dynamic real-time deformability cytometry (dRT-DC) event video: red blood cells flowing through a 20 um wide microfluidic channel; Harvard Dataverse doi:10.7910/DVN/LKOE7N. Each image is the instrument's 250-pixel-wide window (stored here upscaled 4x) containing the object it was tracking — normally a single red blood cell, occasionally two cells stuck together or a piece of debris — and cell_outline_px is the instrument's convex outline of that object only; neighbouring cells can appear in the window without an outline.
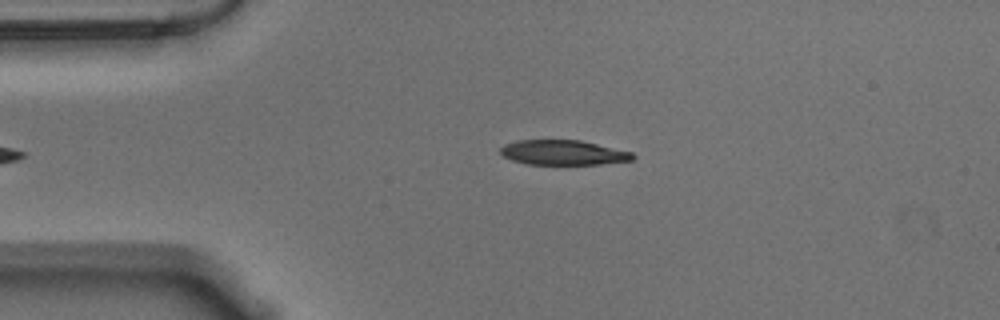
{"species": "Egyptian fruit bat (a non-hibernating species)", "species_latin": "Rousettus aegyptiacus", "temperature_condition": "warm", "stored_images_in_passage": 40, "camera_frame_rate_fps": 3000, "um_per_image_px": 0.085, "animal": {"sex": "male"}, "frame": {"image": 1, "passage_image": 2, "time_ms": 0.333, "image_size_px": [1000, 320], "cell_outline_px": [[636, 156], [632, 160], [600, 164], [528, 164], [512, 160], [504, 156], [500, 152], [500, 148], [504, 144], [516, 140], [580, 140], [632, 152]], "centroid_in_image_um": [47.86, 12.96], "position_along_channel_um": 37.1, "area_um2": 19.07}}
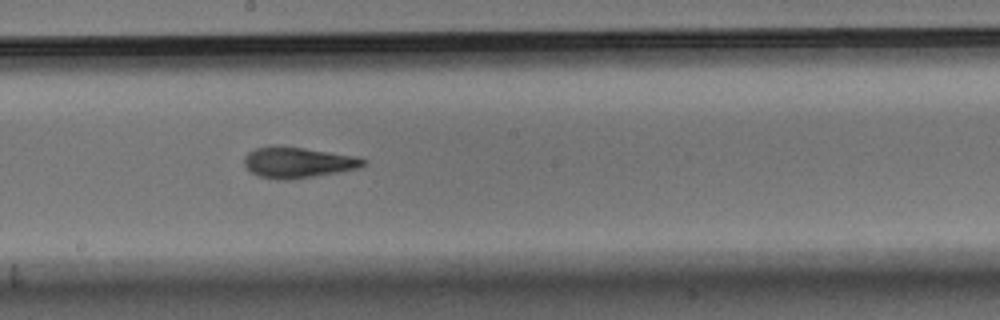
{"frame": {"image": 2, "passage_image": 20, "time_ms": 6.333, "image_size_px": [1000, 320], "cell_outline_px": [[368, 160], [360, 168], [288, 180], [276, 180], [260, 176], [252, 172], [244, 164], [244, 156], [248, 152], [256, 148], [304, 148], [356, 156]], "centroid_in_image_um": [25.35, 13.83], "position_along_channel_um": 222.9, "area_um2": 20.69}}
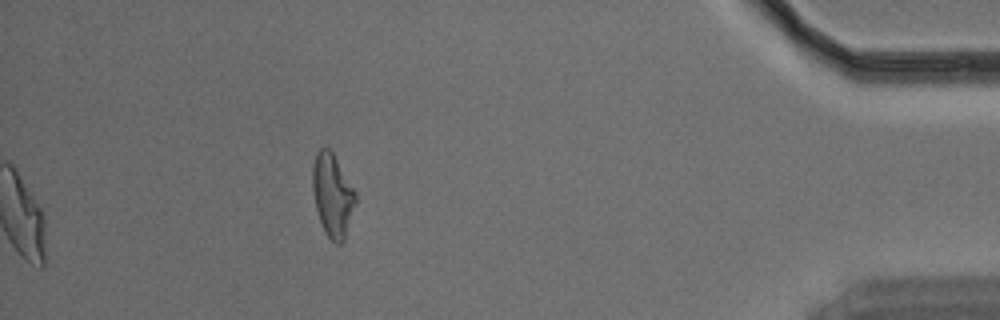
{"frame": {"image": 3, "passage_image": 40, "time_ms": 13.0, "image_size_px": [1000, 320], "cell_outline_px": [[356, 200], [344, 240], [340, 244], [336, 244], [328, 236], [320, 220], [316, 208], [312, 188], [312, 164], [316, 152], [320, 148], [328, 148], [332, 152], [356, 192]], "centroid_in_image_um": [28.25, 16.56], "position_along_channel_um": 407.0, "area_um2": 20.46}, "authors_computed_cell_mechanics": {"area_um2": 21.0103, "velocity_mm_per_s": 3.5613, "shape_relaxation_time_tau1_ms": 4.5586, "shape_relaxation_time_tau2_ms": 2.1983, "deformation_change_tau1": 0.1799, "deformation_change_tau2": 0.114}}